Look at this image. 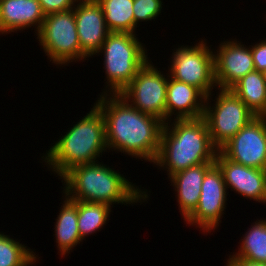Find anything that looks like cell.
Segmentation results:
<instances>
[{
	"mask_svg": "<svg viewBox=\"0 0 266 266\" xmlns=\"http://www.w3.org/2000/svg\"><path fill=\"white\" fill-rule=\"evenodd\" d=\"M162 9L161 0H133V14L136 27L138 22L155 19Z\"/></svg>",
	"mask_w": 266,
	"mask_h": 266,
	"instance_id": "24",
	"label": "cell"
},
{
	"mask_svg": "<svg viewBox=\"0 0 266 266\" xmlns=\"http://www.w3.org/2000/svg\"><path fill=\"white\" fill-rule=\"evenodd\" d=\"M107 148L103 114L94 105L86 116L49 149L44 160L62 177L77 165L95 163L99 154Z\"/></svg>",
	"mask_w": 266,
	"mask_h": 266,
	"instance_id": "4",
	"label": "cell"
},
{
	"mask_svg": "<svg viewBox=\"0 0 266 266\" xmlns=\"http://www.w3.org/2000/svg\"><path fill=\"white\" fill-rule=\"evenodd\" d=\"M104 94L95 105L103 114L108 148L154 163L164 122L135 109L119 94Z\"/></svg>",
	"mask_w": 266,
	"mask_h": 266,
	"instance_id": "1",
	"label": "cell"
},
{
	"mask_svg": "<svg viewBox=\"0 0 266 266\" xmlns=\"http://www.w3.org/2000/svg\"><path fill=\"white\" fill-rule=\"evenodd\" d=\"M168 79L147 61L119 95L135 109L156 116L165 123Z\"/></svg>",
	"mask_w": 266,
	"mask_h": 266,
	"instance_id": "9",
	"label": "cell"
},
{
	"mask_svg": "<svg viewBox=\"0 0 266 266\" xmlns=\"http://www.w3.org/2000/svg\"><path fill=\"white\" fill-rule=\"evenodd\" d=\"M215 107L205 99L204 115L212 144L219 150L257 116L231 89H220Z\"/></svg>",
	"mask_w": 266,
	"mask_h": 266,
	"instance_id": "7",
	"label": "cell"
},
{
	"mask_svg": "<svg viewBox=\"0 0 266 266\" xmlns=\"http://www.w3.org/2000/svg\"><path fill=\"white\" fill-rule=\"evenodd\" d=\"M262 73H263L264 79L266 81V69L264 71H262Z\"/></svg>",
	"mask_w": 266,
	"mask_h": 266,
	"instance_id": "28",
	"label": "cell"
},
{
	"mask_svg": "<svg viewBox=\"0 0 266 266\" xmlns=\"http://www.w3.org/2000/svg\"><path fill=\"white\" fill-rule=\"evenodd\" d=\"M257 117H266V81L261 71L253 70L230 88Z\"/></svg>",
	"mask_w": 266,
	"mask_h": 266,
	"instance_id": "18",
	"label": "cell"
},
{
	"mask_svg": "<svg viewBox=\"0 0 266 266\" xmlns=\"http://www.w3.org/2000/svg\"><path fill=\"white\" fill-rule=\"evenodd\" d=\"M251 227L245 233L238 253H235L230 258L266 263V221H256Z\"/></svg>",
	"mask_w": 266,
	"mask_h": 266,
	"instance_id": "21",
	"label": "cell"
},
{
	"mask_svg": "<svg viewBox=\"0 0 266 266\" xmlns=\"http://www.w3.org/2000/svg\"><path fill=\"white\" fill-rule=\"evenodd\" d=\"M219 151L231 161L266 170V117H256Z\"/></svg>",
	"mask_w": 266,
	"mask_h": 266,
	"instance_id": "10",
	"label": "cell"
},
{
	"mask_svg": "<svg viewBox=\"0 0 266 266\" xmlns=\"http://www.w3.org/2000/svg\"><path fill=\"white\" fill-rule=\"evenodd\" d=\"M174 122L172 129L168 121L163 125L154 163L160 167L166 166L169 177L195 165L215 163L218 149L211 142L206 120L202 117L175 119Z\"/></svg>",
	"mask_w": 266,
	"mask_h": 266,
	"instance_id": "2",
	"label": "cell"
},
{
	"mask_svg": "<svg viewBox=\"0 0 266 266\" xmlns=\"http://www.w3.org/2000/svg\"><path fill=\"white\" fill-rule=\"evenodd\" d=\"M109 32L134 33L133 0H97Z\"/></svg>",
	"mask_w": 266,
	"mask_h": 266,
	"instance_id": "20",
	"label": "cell"
},
{
	"mask_svg": "<svg viewBox=\"0 0 266 266\" xmlns=\"http://www.w3.org/2000/svg\"><path fill=\"white\" fill-rule=\"evenodd\" d=\"M101 51H104L107 84L112 89L110 94L121 93L148 61L146 50L134 33L110 32Z\"/></svg>",
	"mask_w": 266,
	"mask_h": 266,
	"instance_id": "5",
	"label": "cell"
},
{
	"mask_svg": "<svg viewBox=\"0 0 266 266\" xmlns=\"http://www.w3.org/2000/svg\"><path fill=\"white\" fill-rule=\"evenodd\" d=\"M62 178L66 183L65 197L70 200L111 206L116 202L130 204L148 198L146 192L137 187L135 189L123 175L98 162L77 165L68 170Z\"/></svg>",
	"mask_w": 266,
	"mask_h": 266,
	"instance_id": "3",
	"label": "cell"
},
{
	"mask_svg": "<svg viewBox=\"0 0 266 266\" xmlns=\"http://www.w3.org/2000/svg\"><path fill=\"white\" fill-rule=\"evenodd\" d=\"M111 206L103 203L77 200L78 230L83 240L86 235L99 231L106 223Z\"/></svg>",
	"mask_w": 266,
	"mask_h": 266,
	"instance_id": "22",
	"label": "cell"
},
{
	"mask_svg": "<svg viewBox=\"0 0 266 266\" xmlns=\"http://www.w3.org/2000/svg\"><path fill=\"white\" fill-rule=\"evenodd\" d=\"M9 236L0 233V266H29L34 264L33 251Z\"/></svg>",
	"mask_w": 266,
	"mask_h": 266,
	"instance_id": "23",
	"label": "cell"
},
{
	"mask_svg": "<svg viewBox=\"0 0 266 266\" xmlns=\"http://www.w3.org/2000/svg\"><path fill=\"white\" fill-rule=\"evenodd\" d=\"M61 207L63 208L55 224V235L60 254L65 255L82 239L78 230L77 200H70L66 197Z\"/></svg>",
	"mask_w": 266,
	"mask_h": 266,
	"instance_id": "19",
	"label": "cell"
},
{
	"mask_svg": "<svg viewBox=\"0 0 266 266\" xmlns=\"http://www.w3.org/2000/svg\"><path fill=\"white\" fill-rule=\"evenodd\" d=\"M45 14L38 0H0V33L42 26Z\"/></svg>",
	"mask_w": 266,
	"mask_h": 266,
	"instance_id": "16",
	"label": "cell"
},
{
	"mask_svg": "<svg viewBox=\"0 0 266 266\" xmlns=\"http://www.w3.org/2000/svg\"><path fill=\"white\" fill-rule=\"evenodd\" d=\"M226 188L223 173L218 165L214 163L206 171L196 209L185 221L191 225L197 224L203 232L215 229L224 213L227 200Z\"/></svg>",
	"mask_w": 266,
	"mask_h": 266,
	"instance_id": "11",
	"label": "cell"
},
{
	"mask_svg": "<svg viewBox=\"0 0 266 266\" xmlns=\"http://www.w3.org/2000/svg\"><path fill=\"white\" fill-rule=\"evenodd\" d=\"M220 45L214 55L215 83L218 89H230L243 76L255 70L253 56L251 48L237 41H225Z\"/></svg>",
	"mask_w": 266,
	"mask_h": 266,
	"instance_id": "12",
	"label": "cell"
},
{
	"mask_svg": "<svg viewBox=\"0 0 266 266\" xmlns=\"http://www.w3.org/2000/svg\"><path fill=\"white\" fill-rule=\"evenodd\" d=\"M227 266H266V263H257L239 258H229Z\"/></svg>",
	"mask_w": 266,
	"mask_h": 266,
	"instance_id": "27",
	"label": "cell"
},
{
	"mask_svg": "<svg viewBox=\"0 0 266 266\" xmlns=\"http://www.w3.org/2000/svg\"><path fill=\"white\" fill-rule=\"evenodd\" d=\"M45 15L55 12L68 11L78 0H38Z\"/></svg>",
	"mask_w": 266,
	"mask_h": 266,
	"instance_id": "25",
	"label": "cell"
},
{
	"mask_svg": "<svg viewBox=\"0 0 266 266\" xmlns=\"http://www.w3.org/2000/svg\"><path fill=\"white\" fill-rule=\"evenodd\" d=\"M171 79V80H170ZM167 83L166 120L176 113V119H198L204 115L206 96L195 86L173 79ZM200 101H199V100ZM174 111V112H173Z\"/></svg>",
	"mask_w": 266,
	"mask_h": 266,
	"instance_id": "15",
	"label": "cell"
},
{
	"mask_svg": "<svg viewBox=\"0 0 266 266\" xmlns=\"http://www.w3.org/2000/svg\"><path fill=\"white\" fill-rule=\"evenodd\" d=\"M214 163H202L176 172L170 176L171 182L177 191L178 203L184 220L196 209L201 185L206 171Z\"/></svg>",
	"mask_w": 266,
	"mask_h": 266,
	"instance_id": "17",
	"label": "cell"
},
{
	"mask_svg": "<svg viewBox=\"0 0 266 266\" xmlns=\"http://www.w3.org/2000/svg\"><path fill=\"white\" fill-rule=\"evenodd\" d=\"M215 163L223 173L227 188H232L250 200L266 202V170L231 161L219 150L216 154Z\"/></svg>",
	"mask_w": 266,
	"mask_h": 266,
	"instance_id": "14",
	"label": "cell"
},
{
	"mask_svg": "<svg viewBox=\"0 0 266 266\" xmlns=\"http://www.w3.org/2000/svg\"><path fill=\"white\" fill-rule=\"evenodd\" d=\"M74 6L80 49L86 57H90L99 53L110 33L102 6L97 0H80L79 4Z\"/></svg>",
	"mask_w": 266,
	"mask_h": 266,
	"instance_id": "13",
	"label": "cell"
},
{
	"mask_svg": "<svg viewBox=\"0 0 266 266\" xmlns=\"http://www.w3.org/2000/svg\"><path fill=\"white\" fill-rule=\"evenodd\" d=\"M170 75L178 81L198 88L206 98L216 86L214 77V53L204 41L195 46L182 47L173 53ZM215 85V86H214Z\"/></svg>",
	"mask_w": 266,
	"mask_h": 266,
	"instance_id": "8",
	"label": "cell"
},
{
	"mask_svg": "<svg viewBox=\"0 0 266 266\" xmlns=\"http://www.w3.org/2000/svg\"><path fill=\"white\" fill-rule=\"evenodd\" d=\"M251 53L255 70L264 71L266 69V40L252 46Z\"/></svg>",
	"mask_w": 266,
	"mask_h": 266,
	"instance_id": "26",
	"label": "cell"
},
{
	"mask_svg": "<svg viewBox=\"0 0 266 266\" xmlns=\"http://www.w3.org/2000/svg\"><path fill=\"white\" fill-rule=\"evenodd\" d=\"M36 33L45 54L55 64L87 58L80 49L74 9L47 14Z\"/></svg>",
	"mask_w": 266,
	"mask_h": 266,
	"instance_id": "6",
	"label": "cell"
}]
</instances>
